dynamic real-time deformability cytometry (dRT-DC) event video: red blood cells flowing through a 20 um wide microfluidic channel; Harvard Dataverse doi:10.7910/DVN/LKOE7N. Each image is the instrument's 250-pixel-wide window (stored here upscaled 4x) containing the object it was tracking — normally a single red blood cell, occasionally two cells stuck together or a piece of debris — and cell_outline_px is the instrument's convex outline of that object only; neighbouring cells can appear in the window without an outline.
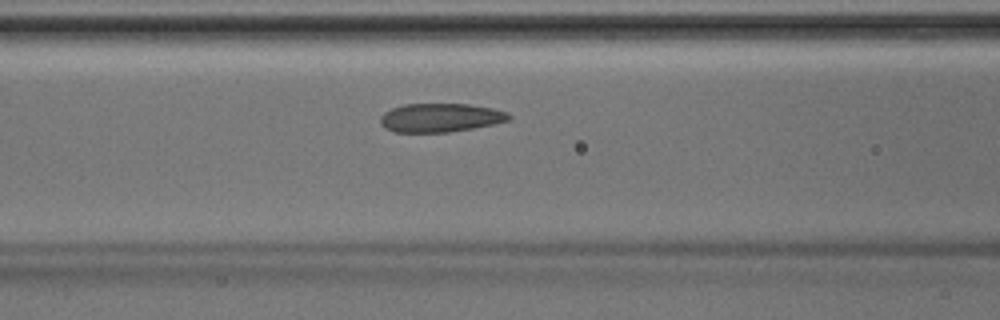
{"species": "Egyptian fruit bat (a non-hibernating species)", "species_latin": "Rousettus aegyptiacus", "temperature_condition": "room temperature", "stored_images_in_passage": 30, "camera_frame_rate_fps": 3000, "um_per_image_px": 0.085, "animal": {"sex": "male"}, "frame": {"image": 1, "passage_image": 11, "time_ms": 3.333, "image_size_px": [1000, 320], "cell_outline_px": [[512, 116], [508, 120], [492, 124], [472, 128], [448, 132], [392, 132], [384, 128], [380, 124], [380, 116], [384, 112], [392, 108], [404, 104], [468, 104], [492, 108], [508, 112]], "centroid_in_image_um": [37.39, 10.0], "position_along_channel_um": 129.2, "area_um2": 21.5}}
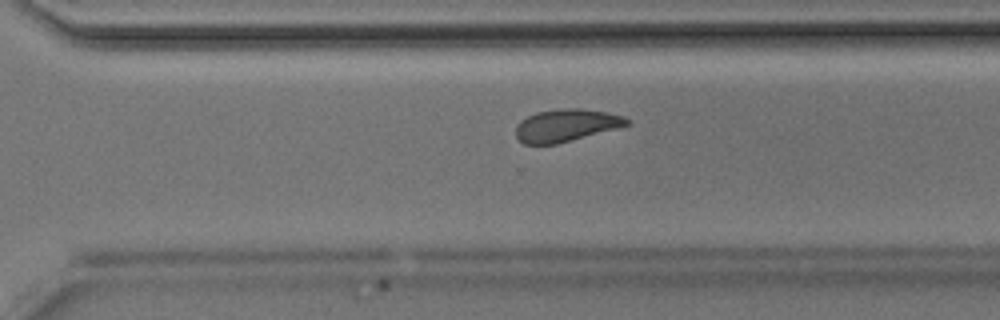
{"frame": {"image": 2, "passage_image": 24, "time_ms": 7.667, "image_size_px": [1000, 320], "cell_outline_px": [[632, 124], [556, 144], [524, 144], [516, 136], [516, 124], [520, 120], [536, 112], [560, 108], [580, 108], [604, 112], [624, 116]], "centroid_in_image_um": [48.09, 10.64], "position_along_channel_um": 322.5, "area_um2": 20.87}}
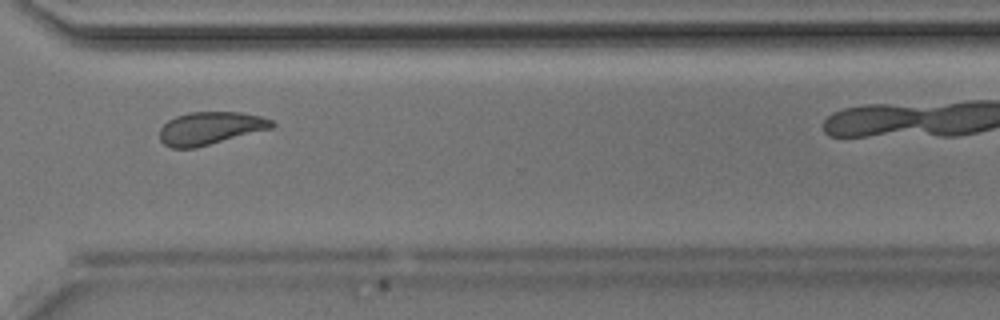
{"frame": {"image": 3, "passage_image": 26, "time_ms": 8.333, "image_size_px": [1000, 320], "cell_outline_px": [[276, 124], [272, 128], [196, 148], [172, 148], [164, 144], [160, 140], [160, 128], [168, 120], [176, 116], [188, 112], [240, 112], [260, 116], [272, 120]], "centroid_in_image_um": [17.86, 10.9], "position_along_channel_um": 352.7, "area_um2": 21.44}}